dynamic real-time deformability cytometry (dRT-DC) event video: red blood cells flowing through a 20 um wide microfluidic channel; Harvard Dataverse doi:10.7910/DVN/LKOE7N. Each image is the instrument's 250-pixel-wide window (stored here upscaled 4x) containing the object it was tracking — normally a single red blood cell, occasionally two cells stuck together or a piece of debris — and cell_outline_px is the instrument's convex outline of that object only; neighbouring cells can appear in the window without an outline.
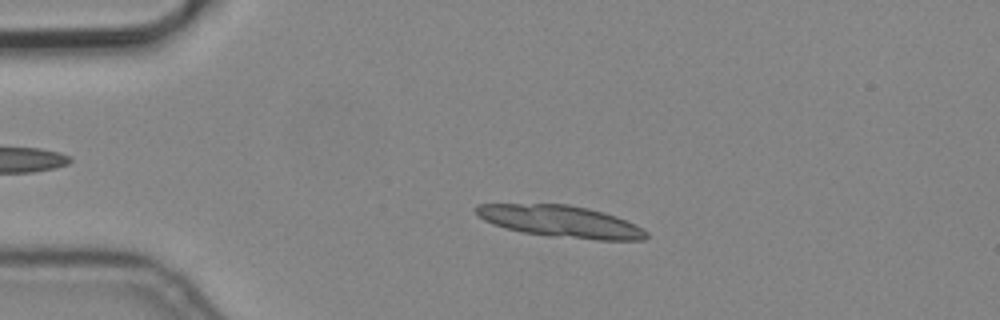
{"species": "common noctule bat (a hibernating species)", "species_latin": "Nyctalus noctula", "temperature_condition": "cold", "stored_images_in_passage": 4, "camera_frame_rate_fps": 3000, "um_per_image_px": 0.085, "animal": {"sex": "male", "body_mass_g": 19.2, "forearm_length_mm": 51.8}, "frame": {"image": 1, "passage_image": 2, "time_ms": 0.333, "image_size_px": [1000, 320], "cell_outline_px": [[648, 236], [644, 240], [596, 240], [548, 236], [524, 232], [492, 224], [476, 216], [472, 208], [476, 204], [568, 204], [588, 208], [604, 212], [616, 216], [636, 224], [648, 232]], "centroid_in_image_um": [47.65, 18.82], "position_along_channel_um": 37.4, "area_um2": 31.79}}
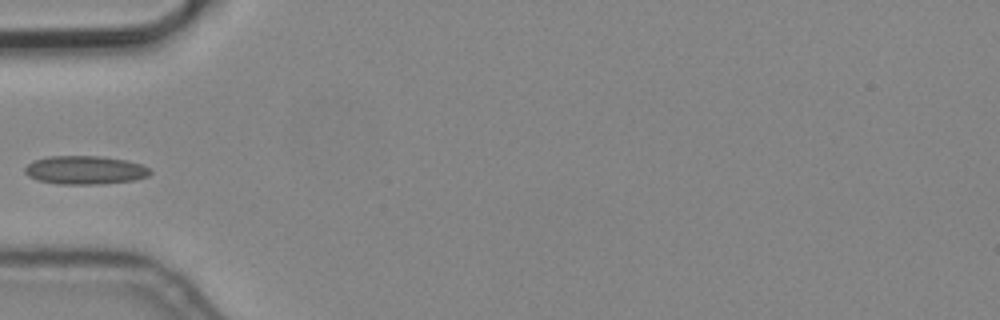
{"frame": {"image": 2, "passage_image": 4, "time_ms": 1.0, "image_size_px": [1000, 320], "cell_outline_px": [[152, 172], [148, 176], [136, 180], [100, 184], [60, 184], [36, 180], [28, 176], [24, 172], [24, 168], [28, 164], [36, 160], [52, 156], [100, 156], [128, 160], [140, 164], [148, 168]], "centroid_in_image_um": [7.24, 14.46], "position_along_channel_um": 77.8, "area_um2": 20.81}}